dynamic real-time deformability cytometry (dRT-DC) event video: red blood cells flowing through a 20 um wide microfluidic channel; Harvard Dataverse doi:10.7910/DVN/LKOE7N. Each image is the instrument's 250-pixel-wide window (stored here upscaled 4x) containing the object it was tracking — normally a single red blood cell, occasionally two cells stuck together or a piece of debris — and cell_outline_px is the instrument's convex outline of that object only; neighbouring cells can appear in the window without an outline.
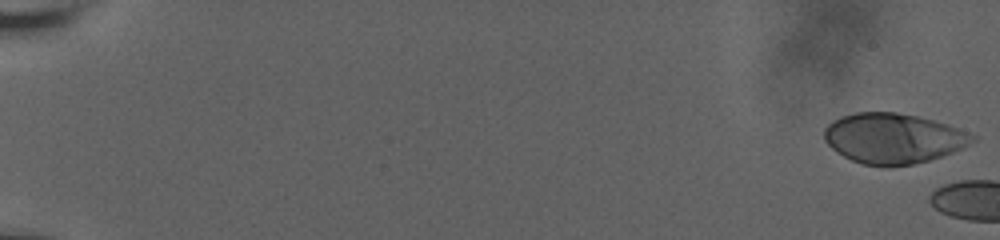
{"species": "human", "species_latin": "Homo sapiens", "temperature_condition": "room temperature", "stored_images_in_passage": 5, "camera_frame_rate_fps": 3000, "um_per_image_px": 0.085, "donor": {"sex": "male"}, "frame": {"image": 1, "passage_image": 1, "time_ms": 0.0, "image_size_px": [1000, 240], "cell_outline_px": [[976, 140], [952, 152], [928, 160], [912, 164], [864, 164], [852, 160], [836, 152], [824, 140], [824, 128], [832, 120], [840, 116], [856, 112], [896, 112], [916, 116], [948, 124], [976, 136]], "centroid_in_image_um": [75.88, 11.72], "position_along_channel_um": 9.1, "area_um2": 42.66}}